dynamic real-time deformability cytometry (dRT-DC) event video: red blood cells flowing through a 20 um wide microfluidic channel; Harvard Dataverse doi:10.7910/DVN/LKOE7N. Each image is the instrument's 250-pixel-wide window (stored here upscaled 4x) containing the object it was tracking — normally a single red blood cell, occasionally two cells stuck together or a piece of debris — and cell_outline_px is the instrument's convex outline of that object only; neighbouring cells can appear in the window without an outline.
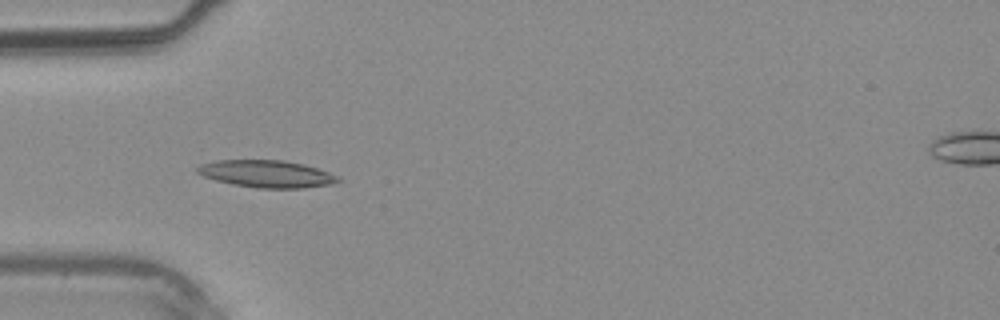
{"species": "common noctule bat (a hibernating species)", "species_latin": "Nyctalus noctula", "temperature_condition": "warm", "stored_images_in_passage": 3, "camera_frame_rate_fps": 3000, "um_per_image_px": 0.085, "animal": {"sex": "male", "body_mass_g": 20.4}, "frame": {"image": 1, "passage_image": 3, "time_ms": 3.333, "image_size_px": [1000, 320], "cell_outline_px": [[344, 180], [332, 184], [304, 188], [256, 188], [232, 184], [216, 180], [204, 176], [196, 172], [196, 168], [200, 164], [208, 160], [284, 160], [304, 164], [328, 172]], "centroid_in_image_um": [22.64, 14.77], "position_along_channel_um": 62.4, "area_um2": 22.48}}